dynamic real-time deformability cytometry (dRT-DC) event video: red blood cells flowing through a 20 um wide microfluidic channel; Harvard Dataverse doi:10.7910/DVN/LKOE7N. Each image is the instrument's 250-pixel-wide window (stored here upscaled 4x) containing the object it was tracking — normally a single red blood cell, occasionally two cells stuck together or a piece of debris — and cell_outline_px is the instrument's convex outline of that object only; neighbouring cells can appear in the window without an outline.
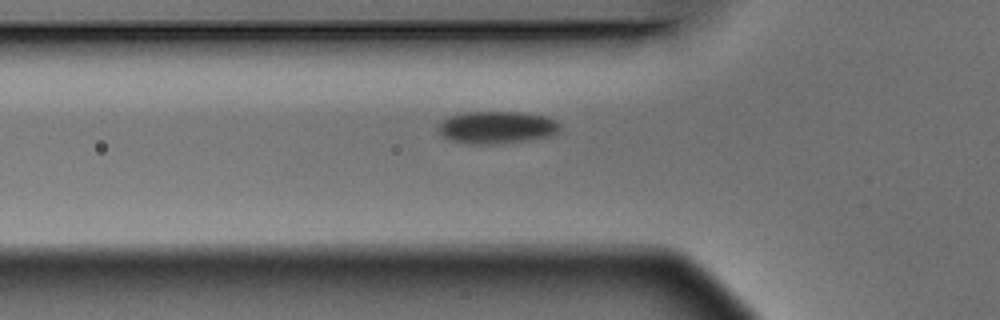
{"species": "Egyptian fruit bat (a non-hibernating species)", "species_latin": "Rousettus aegyptiacus", "temperature_condition": "warm", "stored_images_in_passage": 6, "camera_frame_rate_fps": 3000, "um_per_image_px": 0.085, "animal": {"sex": "male"}, "frame": {"image": 1, "passage_image": 6, "time_ms": 1.667, "image_size_px": [1000, 320], "cell_outline_px": [[556, 132], [548, 136], [524, 140], [492, 144], [488, 144], [452, 140], [444, 136], [436, 128], [448, 116], [464, 112], [516, 112], [544, 116], [556, 120]], "centroid_in_image_um": [42.17, 10.8], "position_along_channel_um": 83.6, "area_um2": 22.08}}